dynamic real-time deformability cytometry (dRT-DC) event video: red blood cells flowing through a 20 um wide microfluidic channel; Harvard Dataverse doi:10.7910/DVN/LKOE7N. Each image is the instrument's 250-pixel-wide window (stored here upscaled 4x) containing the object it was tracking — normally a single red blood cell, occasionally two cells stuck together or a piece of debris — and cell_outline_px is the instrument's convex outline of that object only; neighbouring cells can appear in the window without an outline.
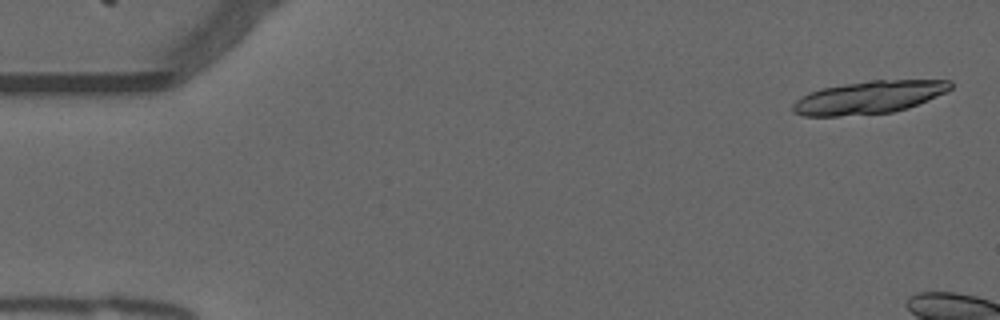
{"species": "common noctule bat (a hibernating species)", "species_latin": "Nyctalus noctula", "temperature_condition": "warm", "stored_images_in_passage": 10, "camera_frame_rate_fps": 3000, "um_per_image_px": 0.085, "animal": {"sex": "male", "forearm_length_mm": 52.5}, "frame": {"image": 1, "passage_image": 2, "time_ms": 0.333, "image_size_px": [1000, 320], "cell_outline_px": [[952, 88], [936, 96], [908, 108], [892, 112], [836, 116], [804, 116], [792, 112], [792, 104], [800, 96], [820, 88], [844, 84], [872, 80], [952, 80]], "centroid_in_image_um": [73.81, 8.27], "position_along_channel_um": 11.2, "area_um2": 30.0}}